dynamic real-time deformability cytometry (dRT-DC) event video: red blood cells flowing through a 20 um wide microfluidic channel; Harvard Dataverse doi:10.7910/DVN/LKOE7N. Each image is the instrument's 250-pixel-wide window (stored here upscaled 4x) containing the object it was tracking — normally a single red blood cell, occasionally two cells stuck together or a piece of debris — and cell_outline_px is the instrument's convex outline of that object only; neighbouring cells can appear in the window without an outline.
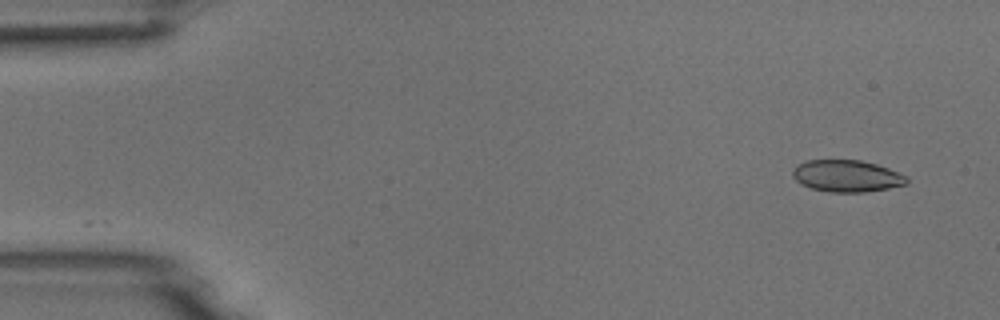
{"species": "common noctule bat (a hibernating species)", "species_latin": "Nyctalus noctula", "temperature_condition": "room temperature", "stored_images_in_passage": 2, "camera_frame_rate_fps": 3000, "um_per_image_px": 0.085, "animal": {"sex": "male", "body_mass_g": 18.8}, "frame": {"image": 1, "passage_image": 2, "time_ms": 0.333, "image_size_px": [1000, 320], "cell_outline_px": [[908, 184], [888, 188], [864, 192], [828, 192], [812, 188], [800, 184], [792, 176], [792, 172], [796, 164], [808, 160], [860, 160], [876, 164], [888, 168], [908, 176]], "centroid_in_image_um": [71.97, 14.96], "position_along_channel_um": 13.0, "area_um2": 21.27}}